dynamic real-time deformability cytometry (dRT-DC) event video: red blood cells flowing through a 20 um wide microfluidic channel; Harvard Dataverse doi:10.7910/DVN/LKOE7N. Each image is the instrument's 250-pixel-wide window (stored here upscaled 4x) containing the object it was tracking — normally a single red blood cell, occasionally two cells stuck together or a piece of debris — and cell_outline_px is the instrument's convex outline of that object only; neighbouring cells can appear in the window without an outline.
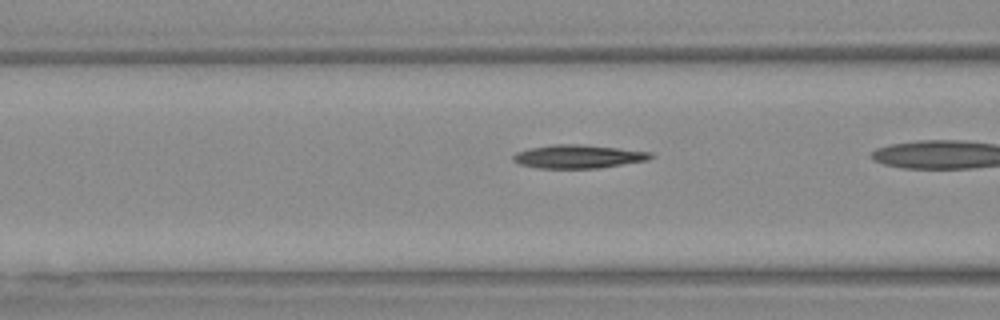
{"species": "Egyptian fruit bat (a non-hibernating species)", "species_latin": "Rousettus aegyptiacus", "temperature_condition": "warm", "stored_images_in_passage": 35, "camera_frame_rate_fps": 3000, "um_per_image_px": 0.085, "animal": {"sex": "female"}, "frame": {"image": 1, "passage_image": 17, "time_ms": 5.333, "image_size_px": [1000, 320], "cell_outline_px": [[652, 156], [648, 160], [600, 168], [536, 168], [520, 164], [512, 160], [512, 156], [516, 152], [532, 148], [552, 144], [580, 144], [652, 152]], "centroid_in_image_um": [49.13, 13.31], "position_along_channel_um": 117.5, "area_um2": 18.67}}